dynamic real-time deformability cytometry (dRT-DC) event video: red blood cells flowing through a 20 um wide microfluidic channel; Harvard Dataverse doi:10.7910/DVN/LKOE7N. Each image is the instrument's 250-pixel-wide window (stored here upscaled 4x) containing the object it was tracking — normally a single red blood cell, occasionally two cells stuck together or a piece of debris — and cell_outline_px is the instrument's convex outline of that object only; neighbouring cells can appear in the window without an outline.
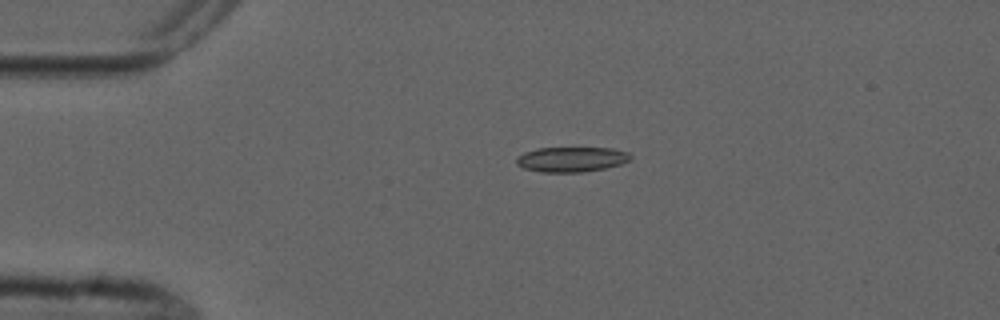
{"species": "common noctule bat (a hibernating species)", "species_latin": "Nyctalus noctula", "temperature_condition": "cold", "stored_images_in_passage": 5, "camera_frame_rate_fps": 3000, "um_per_image_px": 0.085, "animal": {"sex": "male", "forearm_length_mm": 52.5}, "frame": {"image": 1, "passage_image": 4, "time_ms": 3.667, "image_size_px": [1000, 320], "cell_outline_px": [[632, 156], [628, 160], [620, 164], [604, 168], [584, 172], [540, 172], [524, 168], [516, 164], [516, 160], [524, 152], [540, 148], [612, 148], [628, 152]], "centroid_in_image_um": [48.58, 13.54], "position_along_channel_um": 36.4, "area_um2": 16.47}}